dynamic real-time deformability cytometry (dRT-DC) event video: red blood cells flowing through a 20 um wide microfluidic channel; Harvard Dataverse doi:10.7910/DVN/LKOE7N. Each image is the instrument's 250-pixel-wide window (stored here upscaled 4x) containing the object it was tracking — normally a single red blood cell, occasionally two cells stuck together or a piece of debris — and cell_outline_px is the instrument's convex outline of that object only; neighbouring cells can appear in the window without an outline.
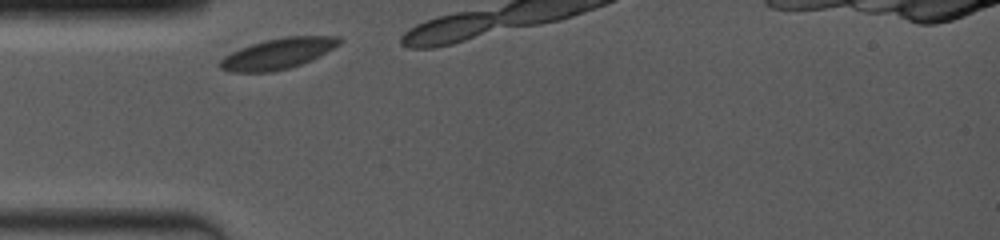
{"species": "common noctule bat (a hibernating species)", "species_latin": "Nyctalus noctula", "temperature_condition": "room temperature", "stored_images_in_passage": 14, "camera_frame_rate_fps": 4000, "um_per_image_px": 0.085, "animal": {"sex": "female", "body_mass_g": 19.0, "forearm_length_mm": 53.3}, "frame": {"image": 1, "passage_image": 1, "time_ms": 0.0, "image_size_px": [1000, 240], "cell_outline_px": [[344, 40], [340, 44], [312, 60], [288, 68], [272, 72], [228, 72], [220, 68], [220, 60], [224, 56], [240, 48], [264, 40], [284, 36], [340, 36]], "centroid_in_image_um": [23.64, 4.55], "position_along_channel_um": 61.4, "area_um2": 21.39}}
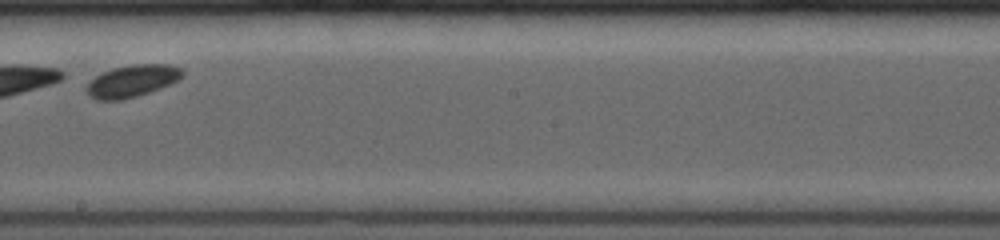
{"frame": {"image": 2, "passage_image": 7, "time_ms": 6.25, "image_size_px": [1000, 240], "cell_outline_px": [[184, 76], [160, 88], [136, 96], [120, 100], [96, 100], [84, 88], [96, 76], [112, 68], [132, 64], [168, 64], [180, 68], [184, 72]], "centroid_in_image_um": [11.23, 6.87], "position_along_channel_um": 237.0, "area_um2": 17.63}}
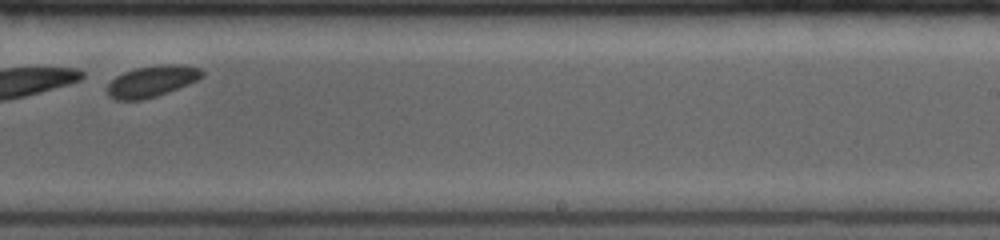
{"frame": {"image": 3, "passage_image": 8, "time_ms": 7.25, "image_size_px": [1000, 240], "cell_outline_px": [[204, 76], [188, 84], [168, 92], [156, 96], [140, 100], [116, 100], [108, 96], [108, 84], [116, 76], [124, 72], [136, 68], [160, 64], [180, 64], [200, 68], [204, 72]], "centroid_in_image_um": [12.92, 6.9], "position_along_channel_um": 276.1, "area_um2": 17.22}, "authors_computed_cell_mechanics": {"area_um2": 17.3689, "velocity_mm_per_s": 3.8822, "shape_relaxation_time_tau1_ms": 1.5168, "shape_relaxation_time_tau2_ms": null, "deformation_change_tau1": 0.0508, "deformation_change_tau2": null}}